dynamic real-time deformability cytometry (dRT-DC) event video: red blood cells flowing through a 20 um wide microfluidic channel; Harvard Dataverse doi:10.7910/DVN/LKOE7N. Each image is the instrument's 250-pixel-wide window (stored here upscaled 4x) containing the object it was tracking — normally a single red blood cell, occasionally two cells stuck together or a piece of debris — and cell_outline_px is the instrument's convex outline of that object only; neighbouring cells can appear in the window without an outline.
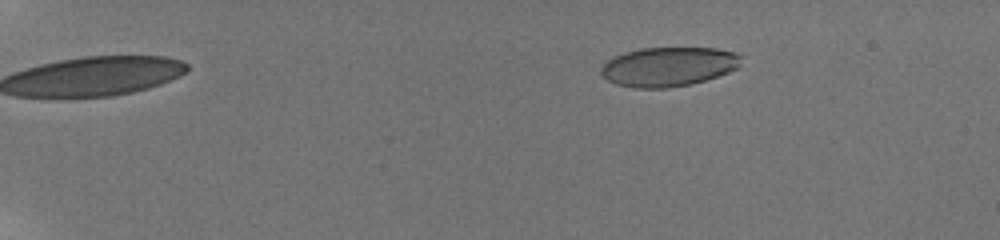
{"species": "human", "species_latin": "Homo sapiens", "temperature_condition": "room temperature", "stored_images_in_passage": 29, "camera_frame_rate_fps": 3000, "um_per_image_px": 0.085, "donor": {"sex": "male"}, "frame": {"image": 1, "passage_image": 12, "time_ms": 4.0, "image_size_px": [1000, 240], "cell_outline_px": [[740, 64], [736, 68], [728, 72], [692, 84], [668, 88], [636, 88], [616, 84], [608, 80], [600, 72], [600, 68], [608, 60], [624, 52], [640, 48], [716, 48], [732, 52], [740, 56]], "centroid_in_image_um": [56.79, 5.67], "position_along_channel_um": 28.2, "area_um2": 31.85}}
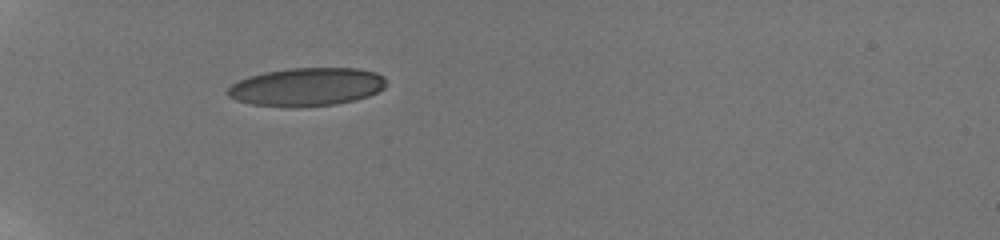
{"frame": {"image": 2, "passage_image": 21, "time_ms": 7.667, "image_size_px": [1000, 240], "cell_outline_px": [[388, 84], [384, 88], [368, 96], [356, 100], [336, 104], [296, 108], [288, 108], [252, 104], [236, 100], [228, 96], [224, 92], [232, 84], [248, 76], [264, 72], [288, 68], [356, 68], [376, 72], [384, 76]], "centroid_in_image_um": [26.07, 7.39], "position_along_channel_um": 58.9, "area_um2": 35.84}}
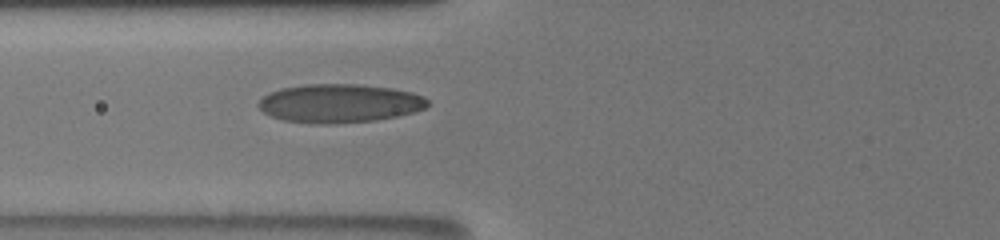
{"frame": {"image": 3, "passage_image": 25, "time_ms": 9.333, "image_size_px": [1000, 240], "cell_outline_px": [[428, 104], [424, 108], [400, 116], [376, 120], [336, 124], [312, 124], [284, 120], [272, 116], [264, 112], [256, 104], [264, 96], [280, 88], [308, 84], [356, 84], [392, 88], [412, 92], [424, 96], [428, 100]], "centroid_in_image_um": [28.87, 8.79], "position_along_channel_um": 96.9, "area_um2": 38.15}}